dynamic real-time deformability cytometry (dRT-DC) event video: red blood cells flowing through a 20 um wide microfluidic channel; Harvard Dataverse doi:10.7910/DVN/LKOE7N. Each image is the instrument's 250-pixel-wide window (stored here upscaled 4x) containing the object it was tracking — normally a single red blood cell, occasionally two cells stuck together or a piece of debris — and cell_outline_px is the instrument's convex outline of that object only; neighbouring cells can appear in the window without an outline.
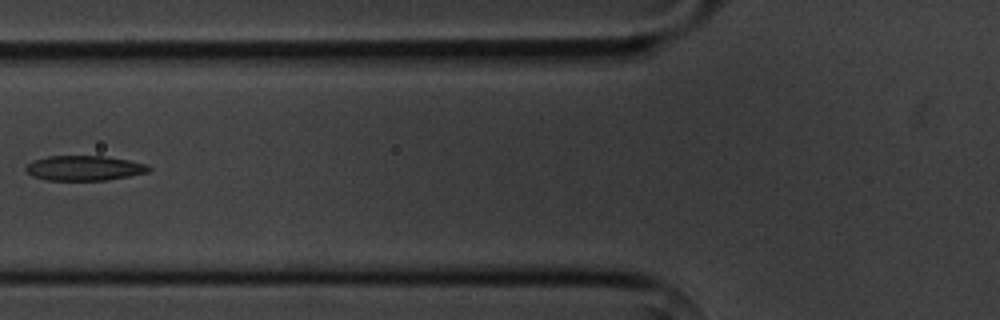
{"species": "common noctule bat (a hibernating species)", "species_latin": "Nyctalus noctula", "temperature_condition": "cold", "stored_images_in_passage": 6, "camera_frame_rate_fps": 3000, "um_per_image_px": 0.085, "animal": {"sex": "male", "body_mass_g": 20.1, "forearm_length_mm": 53.5}, "frame": {"image": 1, "passage_image": 5, "time_ms": 5.0, "image_size_px": [1000, 320], "cell_outline_px": [[152, 168], [148, 172], [108, 180], [48, 180], [32, 176], [24, 168], [32, 160], [48, 156], [108, 156], [148, 164]], "centroid_in_image_um": [7.18, 14.28], "position_along_channel_um": 118.6, "area_um2": 17.92}}
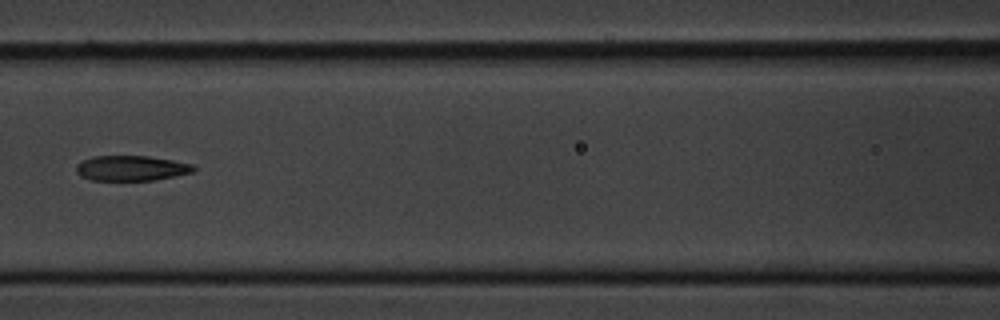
{"frame": {"image": 2, "passage_image": 6, "time_ms": 6.0, "image_size_px": [1000, 320], "cell_outline_px": [[196, 168], [192, 172], [152, 180], [92, 180], [80, 176], [76, 172], [76, 164], [92, 156], [148, 156], [172, 160], [192, 164]], "centroid_in_image_um": [11.12, 14.29], "position_along_channel_um": 155.5, "area_um2": 17.05}}